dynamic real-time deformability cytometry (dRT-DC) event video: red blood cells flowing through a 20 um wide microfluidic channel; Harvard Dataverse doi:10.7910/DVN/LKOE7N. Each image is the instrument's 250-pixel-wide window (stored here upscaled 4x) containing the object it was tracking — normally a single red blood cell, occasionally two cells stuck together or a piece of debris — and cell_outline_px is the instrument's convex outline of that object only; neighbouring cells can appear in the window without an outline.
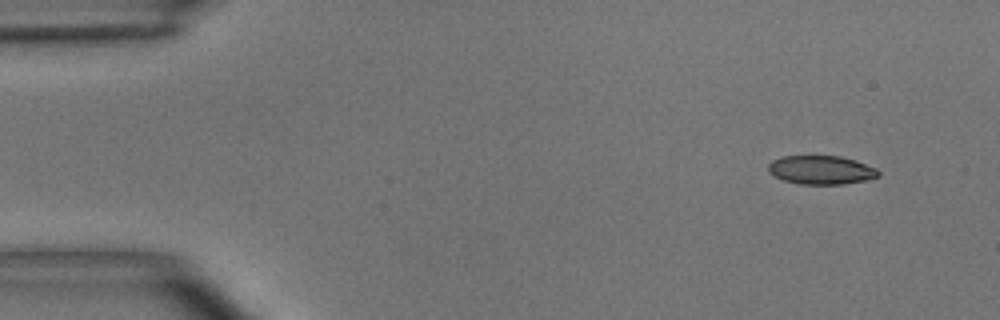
{"species": "common noctule bat (a hibernating species)", "species_latin": "Nyctalus noctula", "temperature_condition": "room temperature", "stored_images_in_passage": 4, "camera_frame_rate_fps": 3000, "um_per_image_px": 0.085, "animal": {"sex": "male", "body_mass_g": 15.6}, "frame": {"image": 1, "passage_image": 1, "time_ms": 0.0, "image_size_px": [1000, 320], "cell_outline_px": [[880, 176], [864, 180], [844, 184], [800, 184], [784, 180], [768, 172], [768, 164], [772, 160], [780, 156], [840, 156], [856, 160], [876, 168], [880, 172]], "centroid_in_image_um": [69.79, 14.44], "position_along_channel_um": 15.2, "area_um2": 18.44}}
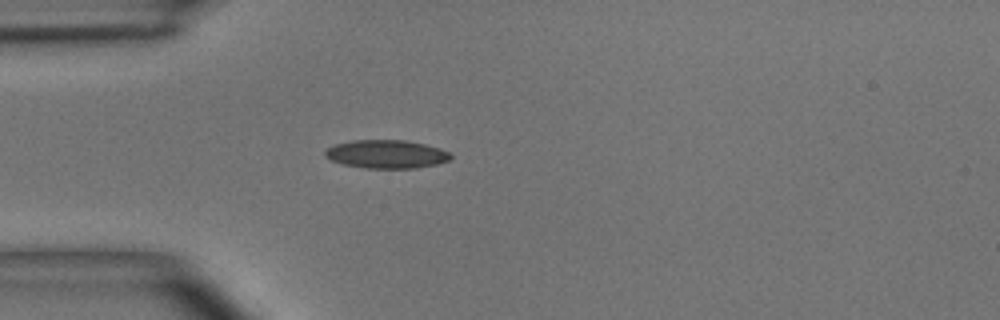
{"frame": {"image": 2, "passage_image": 4, "time_ms": 3.333, "image_size_px": [1000, 320], "cell_outline_px": [[452, 156], [448, 160], [436, 164], [416, 168], [368, 168], [344, 164], [332, 160], [324, 156], [324, 152], [328, 148], [336, 144], [352, 140], [404, 140], [424, 144], [440, 148], [448, 152]], "centroid_in_image_um": [32.84, 13.1], "position_along_channel_um": 52.2, "area_um2": 20.52}}